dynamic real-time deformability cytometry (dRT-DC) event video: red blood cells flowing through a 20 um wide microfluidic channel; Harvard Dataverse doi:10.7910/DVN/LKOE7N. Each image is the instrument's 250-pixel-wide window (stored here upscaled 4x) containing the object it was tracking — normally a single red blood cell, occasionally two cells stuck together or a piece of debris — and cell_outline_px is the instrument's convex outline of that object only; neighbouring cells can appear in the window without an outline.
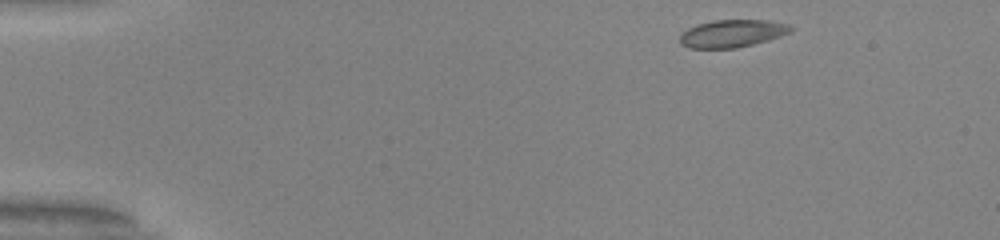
{"species": "common noctule bat (a hibernating species)", "species_latin": "Nyctalus noctula", "temperature_condition": "warm", "stored_images_in_passage": 46, "camera_frame_rate_fps": 3000, "um_per_image_px": 0.085, "animal": {"sex": "male", "body_mass_g": 20.0, "forearm_length_mm": 53.3}, "frame": {"image": 1, "passage_image": 1, "time_ms": 0.0, "image_size_px": [1000, 240], "cell_outline_px": [[792, 32], [768, 40], [736, 48], [688, 48], [680, 44], [680, 32], [696, 24], [712, 20], [772, 20], [788, 24], [792, 28]], "centroid_in_image_um": [62.21, 2.84], "position_along_channel_um": 22.8, "area_um2": 17.98}}
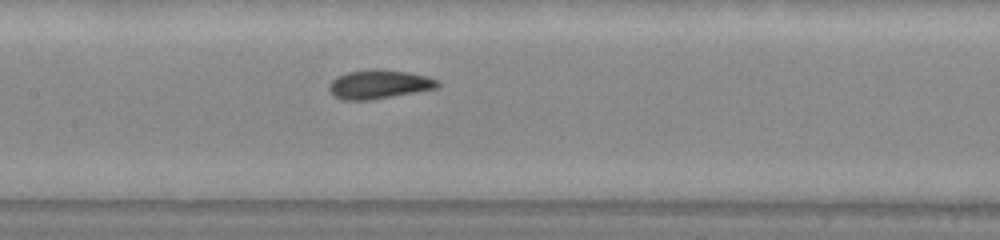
{"frame": {"image": 2, "passage_image": 20, "time_ms": 6.333, "image_size_px": [1000, 240], "cell_outline_px": [[440, 88], [368, 100], [344, 100], [332, 96], [328, 88], [332, 80], [348, 72], [376, 68], [408, 72], [428, 76], [440, 80]], "centroid_in_image_um": [32.26, 7.16], "position_along_channel_um": 175.1, "area_um2": 18.38}}
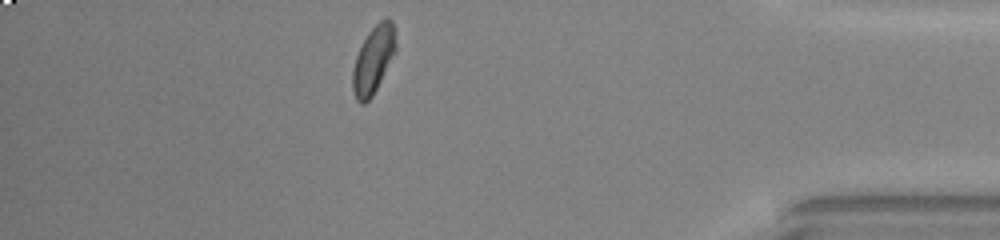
{"frame": {"image": 3, "passage_image": 40, "time_ms": 13.0, "image_size_px": [1000, 240], "cell_outline_px": [[396, 52], [372, 96], [364, 104], [360, 104], [356, 100], [352, 88], [352, 68], [356, 56], [368, 32], [380, 20], [388, 16], [392, 20], [396, 44]], "centroid_in_image_um": [31.73, 5.08], "position_along_channel_um": 403.5, "area_um2": 16.94}, "authors_computed_cell_mechanics": {"area_um2": 17.6868, "velocity_mm_per_s": 3.9806, "shape_relaxation_time_tau1_ms": 3.1963, "shape_relaxation_time_tau2_ms": 1.2693, "deformation_change_tau1": 0.1352, "deformation_change_tau2": 0.0548}}